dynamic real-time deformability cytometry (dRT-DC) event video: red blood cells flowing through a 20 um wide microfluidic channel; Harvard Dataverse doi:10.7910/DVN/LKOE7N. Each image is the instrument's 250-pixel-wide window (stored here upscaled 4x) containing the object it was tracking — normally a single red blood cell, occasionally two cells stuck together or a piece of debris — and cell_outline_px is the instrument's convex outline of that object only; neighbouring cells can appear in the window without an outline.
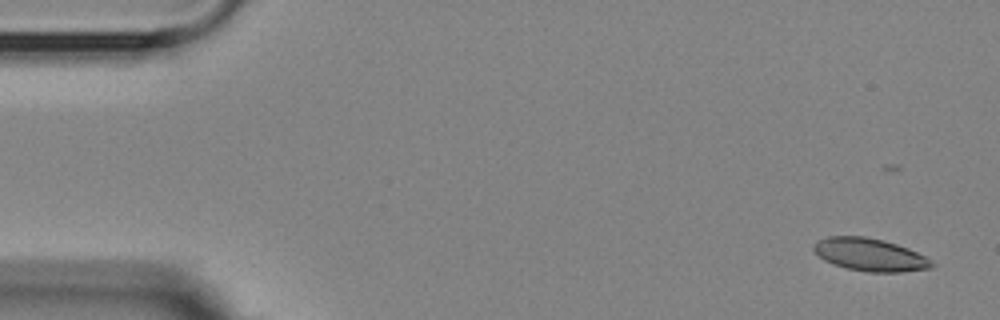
{"species": "Egyptian fruit bat (a non-hibernating species)", "species_latin": "Rousettus aegyptiacus", "temperature_condition": "room temperature", "stored_images_in_passage": 2, "camera_frame_rate_fps": 3000, "um_per_image_px": 0.085, "animal": {"sex": "female"}, "frame": {"image": 1, "passage_image": 1, "time_ms": 0.0, "image_size_px": [1000, 320], "cell_outline_px": [[936, 264], [932, 268], [900, 272], [868, 272], [848, 268], [824, 260], [812, 248], [812, 244], [828, 236], [864, 236], [884, 240], [908, 248], [932, 260]], "centroid_in_image_um": [73.97, 21.64], "position_along_channel_um": 11.0, "area_um2": 22.37}}